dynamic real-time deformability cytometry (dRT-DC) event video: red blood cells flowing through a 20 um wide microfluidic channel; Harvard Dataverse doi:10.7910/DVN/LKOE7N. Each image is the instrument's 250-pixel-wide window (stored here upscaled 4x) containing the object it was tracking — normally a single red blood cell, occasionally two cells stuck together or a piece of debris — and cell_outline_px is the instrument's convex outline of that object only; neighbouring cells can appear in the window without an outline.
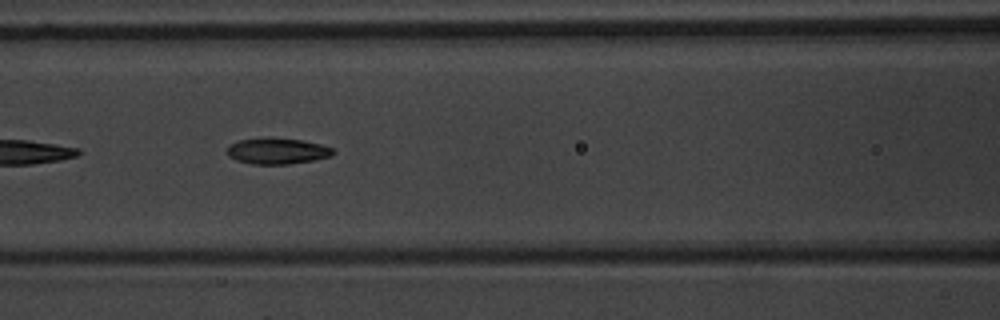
{"species": "common noctule bat (a hibernating species)", "species_latin": "Nyctalus noctula", "temperature_condition": "warm", "stored_images_in_passage": 13, "camera_frame_rate_fps": 3000, "um_per_image_px": 0.085, "animal": {"sex": "male", "body_mass_g": 20.1, "forearm_length_mm": 53.5}, "frame": {"image": 1, "passage_image": 6, "time_ms": 7.0, "image_size_px": [1000, 320], "cell_outline_px": [[336, 152], [332, 156], [316, 160], [288, 164], [252, 164], [236, 160], [228, 156], [228, 144], [240, 140], [260, 136], [268, 136], [300, 140], [320, 144], [332, 148]], "centroid_in_image_um": [23.55, 12.82], "position_along_channel_um": 143.0, "area_um2": 16.47}}
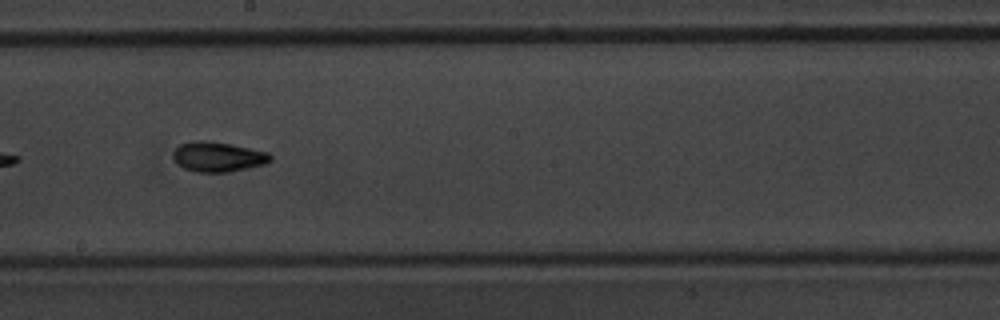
{"frame": {"image": 2, "passage_image": 8, "time_ms": 9.333, "image_size_px": [1000, 320], "cell_outline_px": [[272, 160], [264, 164], [248, 168], [228, 172], [196, 172], [184, 168], [176, 164], [172, 156], [172, 152], [180, 144], [196, 140], [204, 140], [232, 144], [268, 152], [272, 156]], "centroid_in_image_um": [18.51, 13.32], "position_along_channel_um": 229.7, "area_um2": 17.11}, "authors_computed_cell_mechanics": {"area_um2": 16.4152, "velocity_mm_per_s": 3.7171, "shape_relaxation_time_tau1_ms": 6.7656, "shape_relaxation_time_tau2_ms": 1.6596, "deformation_change_tau1": 0.1837, "deformation_change_tau2": 0.0633}}